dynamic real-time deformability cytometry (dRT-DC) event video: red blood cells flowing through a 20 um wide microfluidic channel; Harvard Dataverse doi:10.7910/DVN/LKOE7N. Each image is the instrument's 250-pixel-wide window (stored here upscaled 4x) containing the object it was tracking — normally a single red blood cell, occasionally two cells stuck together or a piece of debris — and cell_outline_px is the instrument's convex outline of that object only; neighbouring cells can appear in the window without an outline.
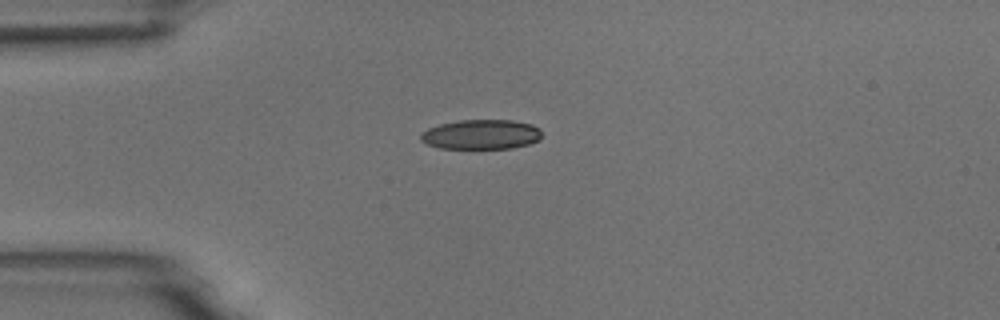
{"species": "common noctule bat (a hibernating species)", "species_latin": "Nyctalus noctula", "temperature_condition": "room temperature", "stored_images_in_passage": 3, "camera_frame_rate_fps": 3000, "um_per_image_px": 0.085, "animal": {"sex": "male", "body_mass_g": 18.8}, "frame": {"image": 1, "passage_image": 1, "time_ms": 0.0, "image_size_px": [1000, 320], "cell_outline_px": [[540, 140], [528, 144], [512, 148], [440, 148], [428, 144], [420, 140], [420, 136], [428, 128], [440, 124], [460, 120], [512, 120], [532, 124], [540, 128]], "centroid_in_image_um": [40.92, 11.42], "position_along_channel_um": 44.1, "area_um2": 20.87}}